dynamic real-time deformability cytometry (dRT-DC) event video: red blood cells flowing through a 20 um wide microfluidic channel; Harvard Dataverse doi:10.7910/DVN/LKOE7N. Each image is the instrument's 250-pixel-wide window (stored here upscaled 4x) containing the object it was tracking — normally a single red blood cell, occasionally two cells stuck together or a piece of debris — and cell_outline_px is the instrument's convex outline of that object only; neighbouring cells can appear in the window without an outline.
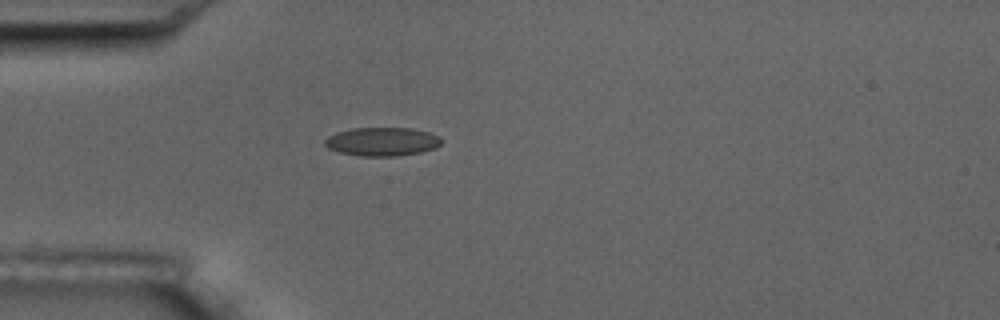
{"species": "common noctule bat (a hibernating species)", "species_latin": "Nyctalus noctula", "temperature_condition": "room temperature", "stored_images_in_passage": 4, "camera_frame_rate_fps": 3000, "um_per_image_px": 0.085, "animal": {"sex": "male", "body_mass_g": 17.5, "forearm_length_mm": 52.3}, "frame": {"image": 1, "passage_image": 4, "time_ms": 3.667, "image_size_px": [1000, 320], "cell_outline_px": [[444, 140], [436, 148], [420, 152], [396, 156], [360, 156], [340, 152], [328, 148], [324, 144], [324, 140], [328, 136], [336, 132], [352, 128], [412, 128], [428, 132], [440, 136]], "centroid_in_image_um": [32.5, 12.03], "position_along_channel_um": 52.5, "area_um2": 19.54}}